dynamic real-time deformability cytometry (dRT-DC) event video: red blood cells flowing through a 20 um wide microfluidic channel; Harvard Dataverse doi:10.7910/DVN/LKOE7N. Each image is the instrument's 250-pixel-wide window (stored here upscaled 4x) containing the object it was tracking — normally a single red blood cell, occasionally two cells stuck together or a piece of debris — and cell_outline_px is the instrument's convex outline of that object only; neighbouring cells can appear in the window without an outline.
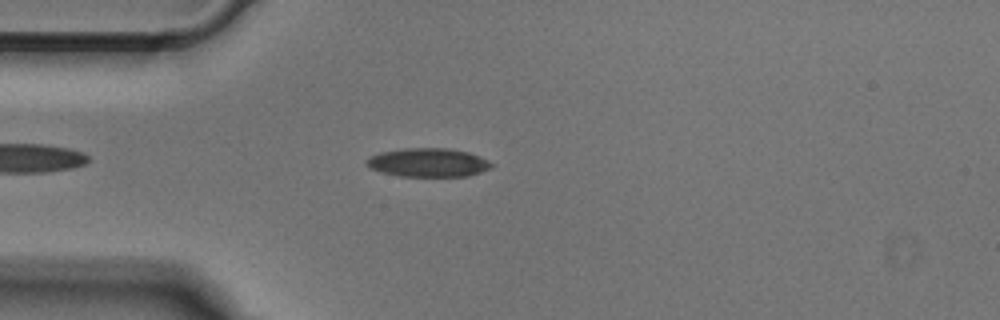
{"species": "Egyptian fruit bat (a non-hibernating species)", "species_latin": "Rousettus aegyptiacus", "temperature_condition": "cold", "stored_images_in_passage": 38, "camera_frame_rate_fps": 3000, "um_per_image_px": 0.085, "animal": {"sex": "male"}, "frame": {"image": 1, "passage_image": 6, "time_ms": 1.667, "image_size_px": [1000, 320], "cell_outline_px": [[492, 168], [468, 176], [400, 176], [380, 172], [368, 168], [364, 160], [368, 156], [380, 152], [404, 148], [448, 148], [468, 152], [480, 156], [488, 160], [492, 164]], "centroid_in_image_um": [36.35, 13.81], "position_along_channel_um": 48.7, "area_um2": 21.1}}
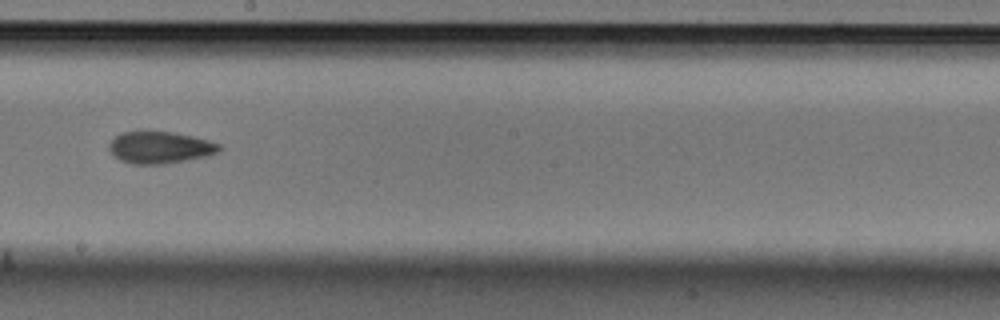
{"frame": {"image": 2, "passage_image": 21, "time_ms": 6.667, "image_size_px": [1000, 320], "cell_outline_px": [[224, 148], [220, 152], [208, 156], [164, 164], [132, 164], [120, 160], [108, 148], [108, 144], [116, 136], [124, 132], [144, 128], [172, 132], [192, 136], [208, 140], [220, 144]], "centroid_in_image_um": [13.61, 12.5], "position_along_channel_um": 234.6, "area_um2": 21.1}}
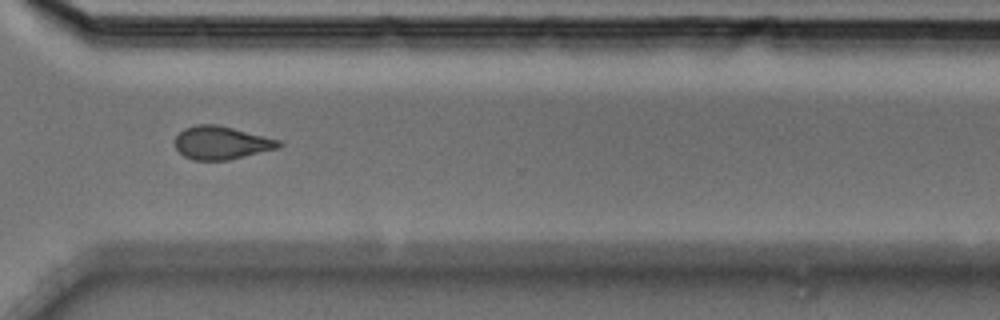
{"frame": {"image": 3, "passage_image": 30, "time_ms": 9.667, "image_size_px": [1000, 320], "cell_outline_px": [[284, 144], [280, 148], [228, 160], [192, 160], [184, 156], [176, 148], [176, 136], [184, 128], [196, 124], [216, 124], [280, 140]], "centroid_in_image_um": [18.83, 12.14], "position_along_channel_um": 351.8, "area_um2": 20.0}}